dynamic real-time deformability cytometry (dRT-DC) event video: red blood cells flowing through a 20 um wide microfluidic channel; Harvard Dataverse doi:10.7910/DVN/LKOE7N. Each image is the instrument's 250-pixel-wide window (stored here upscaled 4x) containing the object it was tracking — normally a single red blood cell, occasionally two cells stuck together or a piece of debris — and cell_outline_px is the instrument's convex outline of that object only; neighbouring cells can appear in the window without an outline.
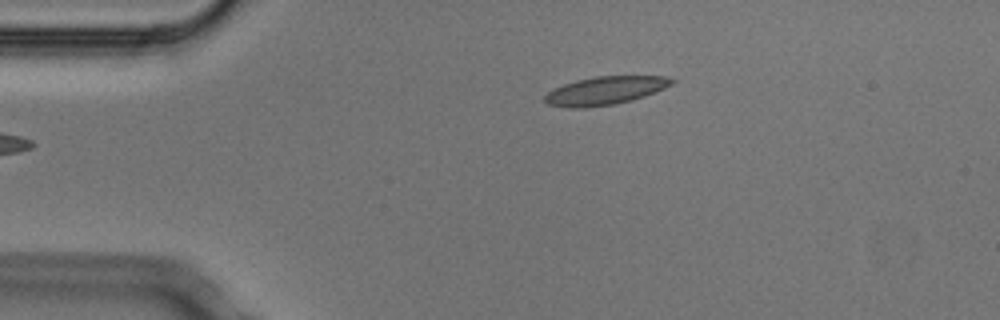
{"species": "Egyptian fruit bat (a non-hibernating species)", "species_latin": "Rousettus aegyptiacus", "temperature_condition": "cold", "stored_images_in_passage": 6, "camera_frame_rate_fps": 3000, "um_per_image_px": 0.085, "animal": {"sex": "male"}, "frame": {"image": 1, "passage_image": 6, "time_ms": 1.667, "image_size_px": [1000, 320], "cell_outline_px": [[676, 80], [672, 84], [656, 92], [632, 100], [616, 104], [584, 108], [568, 108], [548, 104], [544, 100], [544, 96], [548, 92], [564, 84], [576, 80], [596, 76], [664, 76]], "centroid_in_image_um": [51.44, 7.71], "position_along_channel_um": 33.6, "area_um2": 20.87}}